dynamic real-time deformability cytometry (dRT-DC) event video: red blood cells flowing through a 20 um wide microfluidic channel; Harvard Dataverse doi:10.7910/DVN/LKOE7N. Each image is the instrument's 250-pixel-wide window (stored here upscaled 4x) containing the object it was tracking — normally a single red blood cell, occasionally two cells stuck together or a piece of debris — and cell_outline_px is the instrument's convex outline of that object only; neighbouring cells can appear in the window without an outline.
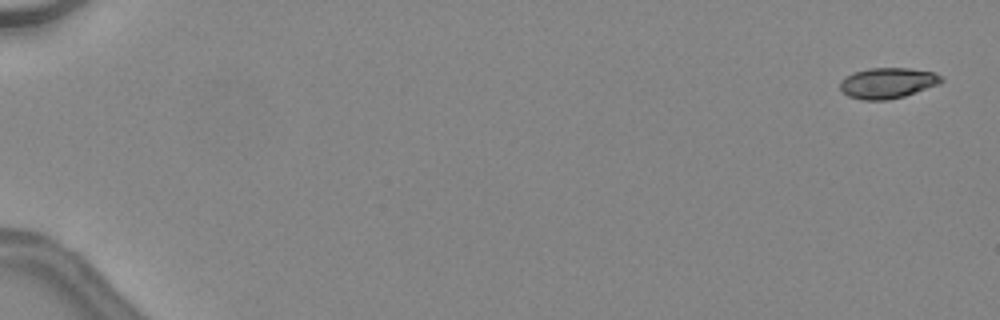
{"species": "common noctule bat (a hibernating species)", "species_latin": "Nyctalus noctula", "temperature_condition": "warm", "stored_images_in_passage": 47, "camera_frame_rate_fps": 3000, "um_per_image_px": 0.085, "animal": {"sex": "female", "body_mass_g": 24.6, "forearm_length_mm": 56.2}, "frame": {"image": 1, "passage_image": 1, "time_ms": 0.0, "image_size_px": [1000, 320], "cell_outline_px": [[944, 80], [940, 84], [904, 96], [888, 100], [864, 100], [848, 96], [840, 88], [840, 80], [856, 72], [868, 68], [908, 68], [932, 72], [944, 76]], "centroid_in_image_um": [75.48, 7.06], "position_along_channel_um": 9.5, "area_um2": 18.03}}
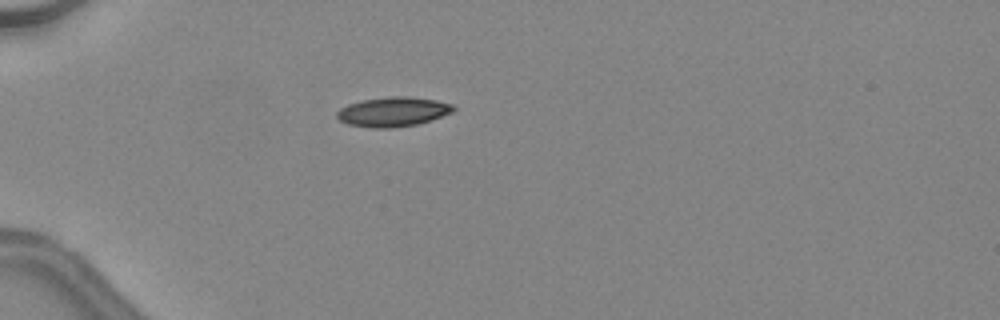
{"frame": {"image": 2, "passage_image": 15, "time_ms": 4.667, "image_size_px": [1000, 320], "cell_outline_px": [[456, 108], [452, 112], [432, 120], [416, 124], [392, 128], [372, 128], [348, 124], [340, 120], [336, 116], [336, 112], [340, 108], [348, 104], [364, 100], [392, 96], [408, 96], [436, 100], [452, 104]], "centroid_in_image_um": [33.41, 9.5], "position_along_channel_um": 51.6, "area_um2": 20.0}}
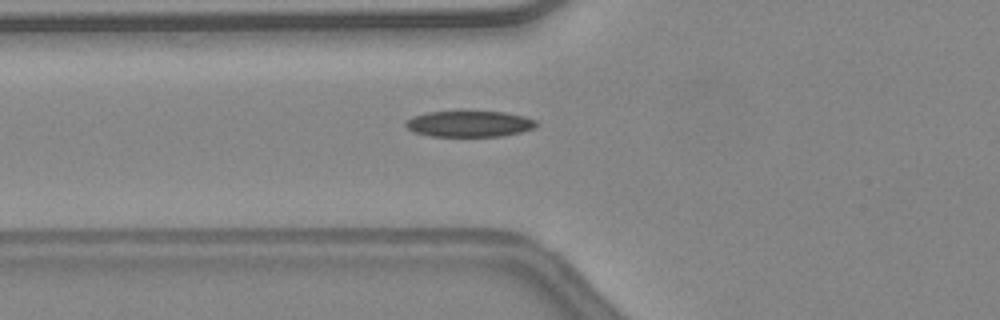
{"frame": {"image": 3, "passage_image": 19, "time_ms": 6.0, "image_size_px": [1000, 320], "cell_outline_px": [[540, 124], [532, 128], [520, 132], [500, 136], [432, 136], [416, 132], [408, 128], [404, 124], [404, 120], [412, 116], [428, 112], [504, 112], [524, 116], [536, 120]], "centroid_in_image_um": [39.89, 10.52], "position_along_channel_um": 85.9, "area_um2": 19.65}, "authors_computed_cell_mechanics": {"area_um2": 19.3052, "velocity_mm_per_s": 4.5615, "shape_relaxation_time_tau1_ms": 6.5201, "shape_relaxation_time_tau2_ms": 3.5861, "deformation_change_tau1": 0.209, "deformation_change_tau2": 0.1089}}